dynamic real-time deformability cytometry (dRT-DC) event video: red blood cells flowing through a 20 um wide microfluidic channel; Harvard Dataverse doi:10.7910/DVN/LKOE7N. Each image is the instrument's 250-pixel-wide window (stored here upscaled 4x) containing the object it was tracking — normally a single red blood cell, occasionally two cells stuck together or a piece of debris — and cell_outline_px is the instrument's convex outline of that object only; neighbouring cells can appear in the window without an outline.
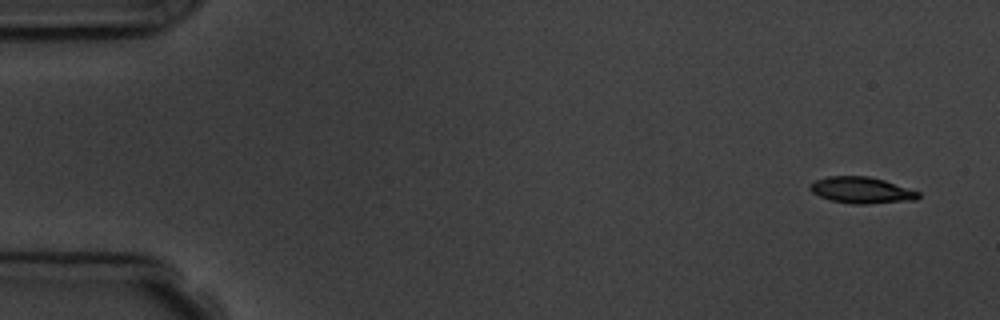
{"species": "common noctule bat (a hibernating species)", "species_latin": "Nyctalus noctula", "temperature_condition": "room temperature", "stored_images_in_passage": 4, "camera_frame_rate_fps": 3000, "um_per_image_px": 0.085, "animal": {"sex": "male", "body_mass_g": 19.5, "forearm_length_mm": 54.6}, "frame": {"image": 1, "passage_image": 1, "time_ms": 0.0, "image_size_px": [1000, 320], "cell_outline_px": [[920, 196], [916, 200], [868, 204], [852, 204], [832, 200], [820, 196], [812, 192], [808, 188], [816, 180], [828, 176], [868, 176], [884, 180], [920, 192]], "centroid_in_image_um": [73.25, 16.17], "position_along_channel_um": 11.7, "area_um2": 16.53}}
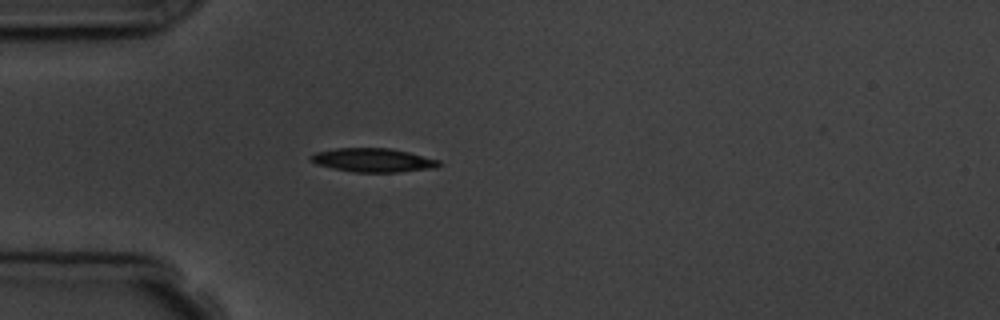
{"frame": {"image": 2, "passage_image": 4, "time_ms": 4.333, "image_size_px": [1000, 320], "cell_outline_px": [[440, 164], [436, 168], [400, 172], [356, 172], [332, 168], [316, 164], [308, 160], [308, 156], [316, 152], [336, 148], [392, 148], [440, 160]], "centroid_in_image_um": [31.69, 13.61], "position_along_channel_um": 53.3, "area_um2": 17.86}}